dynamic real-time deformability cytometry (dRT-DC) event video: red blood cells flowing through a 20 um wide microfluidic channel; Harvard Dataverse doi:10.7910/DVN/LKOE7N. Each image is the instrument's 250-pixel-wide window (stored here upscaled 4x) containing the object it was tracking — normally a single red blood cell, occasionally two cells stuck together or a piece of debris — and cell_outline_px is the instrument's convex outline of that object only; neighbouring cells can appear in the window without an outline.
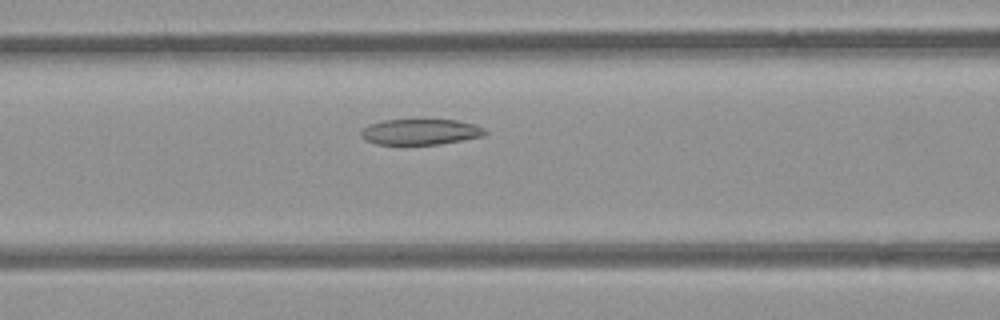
{"species": "common noctule bat (a hibernating species)", "species_latin": "Nyctalus noctula", "temperature_condition": "room temperature", "stored_images_in_passage": 41, "camera_frame_rate_fps": 3000, "um_per_image_px": 0.085, "animal": {"sex": "female", "body_mass_g": 21.9}, "frame": {"image": 1, "passage_image": 17, "time_ms": 5.333, "image_size_px": [1000, 320], "cell_outline_px": [[488, 132], [484, 136], [440, 144], [376, 144], [364, 140], [360, 136], [360, 132], [368, 124], [384, 120], [456, 120], [476, 124], [484, 128]], "centroid_in_image_um": [35.74, 11.21], "position_along_channel_um": 130.9, "area_um2": 18.67}}
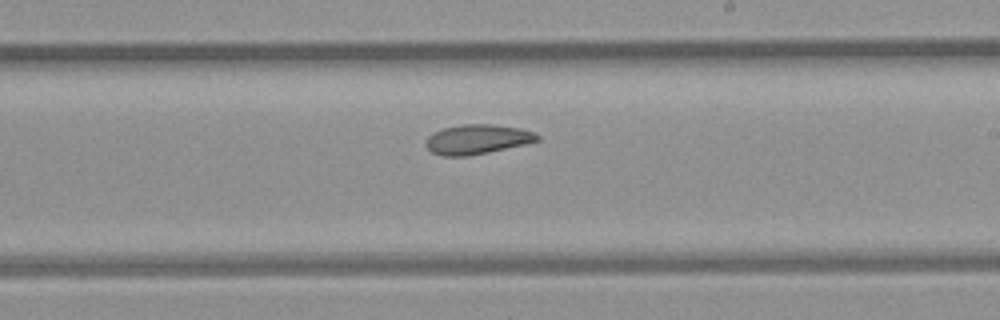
{"frame": {"image": 2, "passage_image": 26, "time_ms": 8.333, "image_size_px": [1000, 320], "cell_outline_px": [[540, 140], [524, 144], [488, 152], [468, 156], [440, 156], [432, 152], [424, 144], [428, 136], [432, 132], [444, 128], [464, 124], [492, 124], [520, 128], [536, 132], [540, 136]], "centroid_in_image_um": [40.56, 11.84], "position_along_channel_um": 248.4, "area_um2": 19.31}}
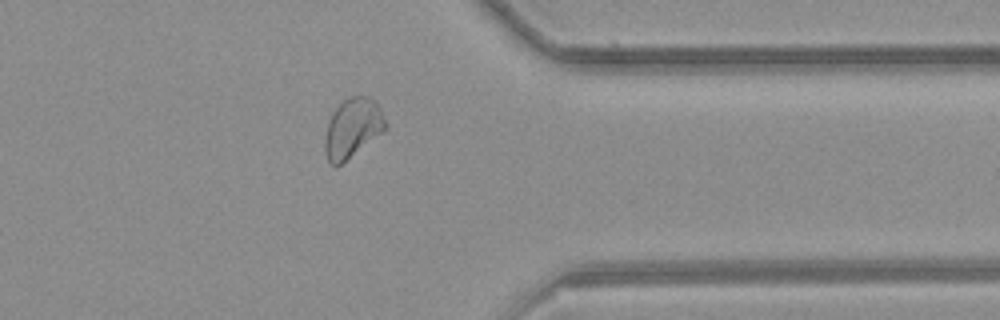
{"frame": {"image": 3, "passage_image": 37, "time_ms": 12.0, "image_size_px": [1000, 320], "cell_outline_px": [[388, 128], [384, 132], [340, 164], [328, 164], [324, 152], [324, 144], [328, 120], [332, 112], [348, 96], [364, 96], [376, 100], [388, 124]], "centroid_in_image_um": [29.98, 10.87], "position_along_channel_um": 381.4, "area_um2": 21.1}, "authors_computed_cell_mechanics": {"area_um2": 20.4034, "velocity_mm_per_s": 3.9134, "shape_relaxation_time_tau1_ms": null, "shape_relaxation_time_tau2_ms": 4.2278, "deformation_change_tau1": null, "deformation_change_tau2": 0.1009}}